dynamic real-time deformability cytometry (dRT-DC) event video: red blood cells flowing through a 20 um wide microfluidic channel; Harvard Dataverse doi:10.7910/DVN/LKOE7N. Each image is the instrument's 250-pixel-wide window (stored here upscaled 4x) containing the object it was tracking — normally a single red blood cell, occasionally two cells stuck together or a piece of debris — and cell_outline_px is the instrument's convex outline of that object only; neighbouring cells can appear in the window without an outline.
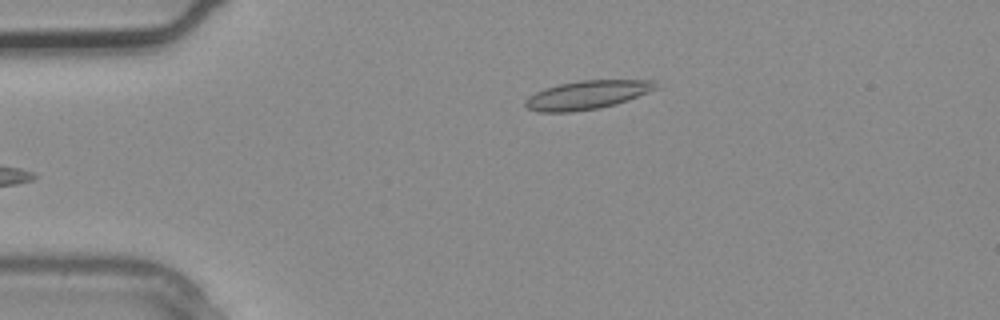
{"species": "common noctule bat (a hibernating species)", "species_latin": "Nyctalus noctula", "temperature_condition": "warm", "stored_images_in_passage": 1, "camera_frame_rate_fps": 3000, "um_per_image_px": 0.085, "animal": {"sex": "male", "body_mass_g": 20.4}, "frame": {"image": 1, "passage_image": 1, "time_ms": 0.0, "image_size_px": [1000, 320], "cell_outline_px": [[660, 88], [628, 100], [616, 104], [600, 108], [572, 112], [536, 112], [524, 108], [524, 100], [528, 96], [544, 88], [560, 84], [580, 80], [652, 80]], "centroid_in_image_um": [49.87, 8.08], "position_along_channel_um": 35.1, "area_um2": 22.02}}